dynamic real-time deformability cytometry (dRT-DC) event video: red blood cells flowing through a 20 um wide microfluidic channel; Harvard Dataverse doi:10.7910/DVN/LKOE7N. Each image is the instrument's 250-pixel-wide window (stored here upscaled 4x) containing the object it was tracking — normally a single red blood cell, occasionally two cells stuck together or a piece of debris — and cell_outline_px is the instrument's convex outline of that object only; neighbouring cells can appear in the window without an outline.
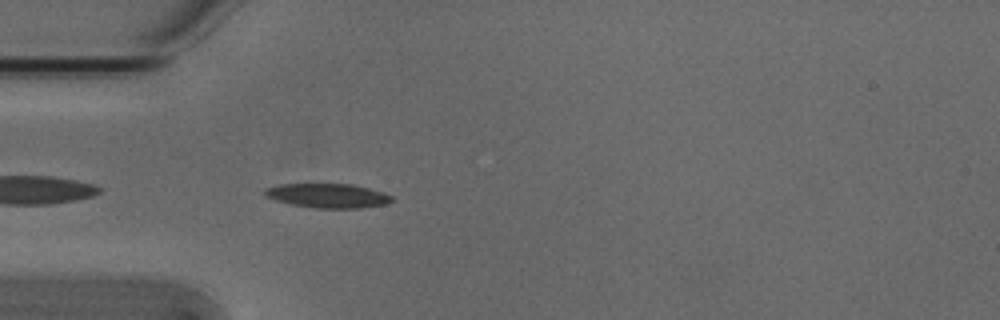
{"species": "Egyptian fruit bat (a non-hibernating species)", "species_latin": "Rousettus aegyptiacus", "temperature_condition": "cold", "stored_images_in_passage": 4, "segment_of_instrument_passage": [2, 2], "camera_frame_rate_fps": 3000, "um_per_image_px": 0.085, "animal": {"sex": "male"}, "frame": {"image": 1, "passage_image": 4, "time_ms": 1.0, "image_size_px": [1000, 320], "cell_outline_px": [[396, 200], [384, 204], [360, 208], [316, 208], [292, 204], [276, 200], [264, 196], [264, 188], [276, 184], [352, 184], [384, 192], [392, 196]], "centroid_in_image_um": [27.86, 16.62], "position_along_channel_um": 57.1, "area_um2": 18.03}}